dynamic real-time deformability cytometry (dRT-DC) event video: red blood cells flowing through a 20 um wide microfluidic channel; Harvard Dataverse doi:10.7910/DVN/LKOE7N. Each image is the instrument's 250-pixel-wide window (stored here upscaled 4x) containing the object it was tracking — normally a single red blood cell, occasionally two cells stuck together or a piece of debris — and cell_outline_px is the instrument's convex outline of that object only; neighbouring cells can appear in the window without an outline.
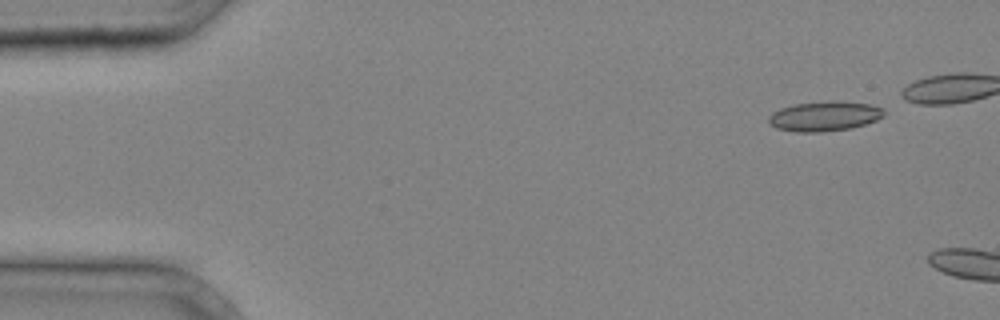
{"species": "common noctule bat (a hibernating species)", "species_latin": "Nyctalus noctula", "temperature_condition": "cold", "stored_images_in_passage": 3, "camera_frame_rate_fps": 3000, "um_per_image_px": 0.085, "animal": {"sex": "male", "body_mass_g": 20.4}, "frame": {"image": 1, "passage_image": 1, "time_ms": 0.0, "image_size_px": [1000, 320], "cell_outline_px": [[884, 116], [876, 120], [852, 128], [820, 132], [796, 132], [776, 128], [768, 120], [768, 116], [772, 112], [780, 108], [796, 104], [828, 100], [840, 100], [872, 104], [884, 108]], "centroid_in_image_um": [70.11, 9.86], "position_along_channel_um": 14.9, "area_um2": 20.29}}